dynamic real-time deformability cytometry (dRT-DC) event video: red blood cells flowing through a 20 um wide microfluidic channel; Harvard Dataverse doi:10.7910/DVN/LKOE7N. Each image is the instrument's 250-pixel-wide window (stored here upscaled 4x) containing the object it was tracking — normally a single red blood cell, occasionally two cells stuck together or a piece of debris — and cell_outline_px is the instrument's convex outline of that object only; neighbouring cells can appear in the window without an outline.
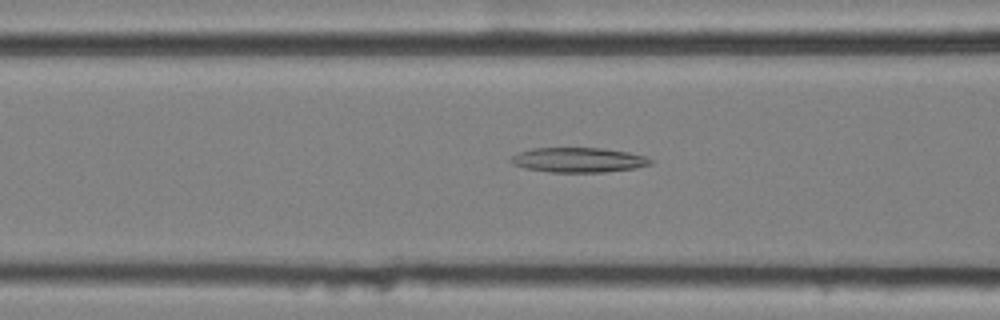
{"species": "common noctule bat (a hibernating species)", "species_latin": "Nyctalus noctula", "temperature_condition": "cold", "stored_images_in_passage": 49, "camera_frame_rate_fps": 3000, "um_per_image_px": 0.085, "animal": {"sex": "female", "body_mass_g": 25.1}, "frame": {"image": 1, "passage_image": 15, "time_ms": 4.667, "image_size_px": [1000, 320], "cell_outline_px": [[652, 164], [636, 168], [604, 172], [552, 172], [524, 168], [512, 164], [508, 160], [512, 156], [520, 152], [532, 148], [604, 148], [628, 152], [644, 156], [652, 160]], "centroid_in_image_um": [49.15, 13.59], "position_along_channel_um": 117.4, "area_um2": 20.17}}
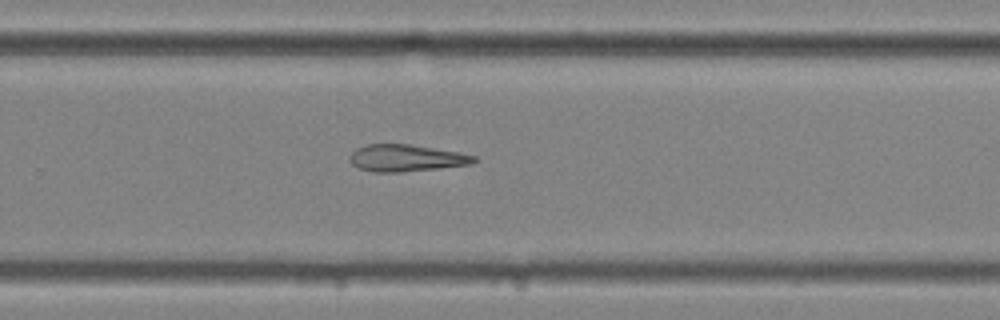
{"frame": {"image": 2, "passage_image": 30, "time_ms": 9.667, "image_size_px": [1000, 320], "cell_outline_px": [[480, 160], [468, 164], [436, 168], [400, 172], [372, 172], [356, 168], [348, 160], [348, 156], [356, 148], [368, 144], [412, 144], [460, 152], [476, 156]], "centroid_in_image_um": [34.48, 13.42], "position_along_channel_um": 295.3, "area_um2": 19.65}}
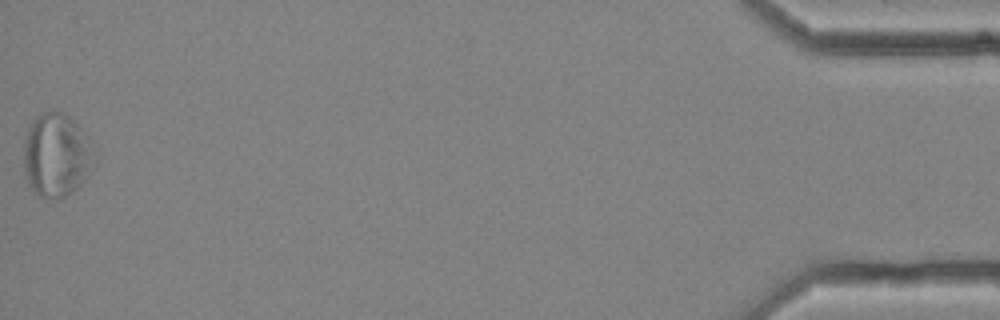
{"frame": {"image": 3, "passage_image": 49, "time_ms": 16.0, "image_size_px": [1000, 320], "cell_outline_px": [[96, 164], [92, 172], [72, 192], [64, 196], [40, 196], [28, 184], [24, 172], [24, 140], [28, 128], [32, 120], [36, 116], [44, 112], [60, 112], [68, 116], [80, 128]], "centroid_in_image_um": [4.76, 13.19], "position_along_channel_um": 430.4, "area_um2": 33.52}}